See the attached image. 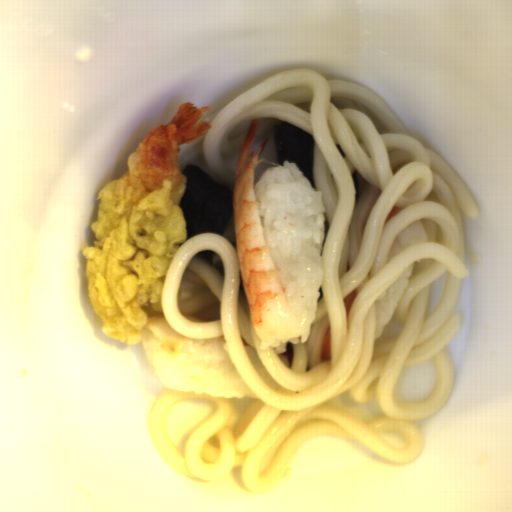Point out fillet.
Returning a JSON list of instances; mask_svg holds the SVG:
<instances>
[{
  "mask_svg": "<svg viewBox=\"0 0 512 512\" xmlns=\"http://www.w3.org/2000/svg\"><path fill=\"white\" fill-rule=\"evenodd\" d=\"M321 360L323 361H329L332 360V349H331V333H330V327L328 328L321 347L320 352Z\"/></svg>",
  "mask_w": 512,
  "mask_h": 512,
  "instance_id": "25842a12",
  "label": "fillet"
}]
</instances>
